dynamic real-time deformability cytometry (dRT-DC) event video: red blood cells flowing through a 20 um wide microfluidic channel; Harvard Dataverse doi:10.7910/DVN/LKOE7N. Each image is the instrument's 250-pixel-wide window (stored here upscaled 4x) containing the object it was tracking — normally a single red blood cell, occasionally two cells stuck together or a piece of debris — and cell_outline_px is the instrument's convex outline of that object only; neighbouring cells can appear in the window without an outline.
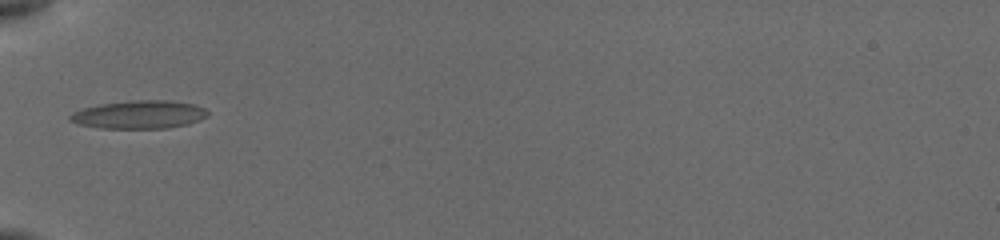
{"species": "common noctule bat (a hibernating species)", "species_latin": "Nyctalus noctula", "temperature_condition": "cold", "stored_images_in_passage": 12, "camera_frame_rate_fps": 3000, "um_per_image_px": 0.085, "animal": {"sex": "female", "body_mass_g": 19.5, "forearm_length_mm": 54.1}, "frame": {"image": 1, "passage_image": 1, "time_ms": 0.0, "image_size_px": [1000, 240], "cell_outline_px": [[208, 112], [200, 120], [188, 124], [168, 128], [104, 128], [80, 124], [68, 120], [68, 116], [72, 112], [84, 108], [100, 104], [136, 100], [168, 100], [196, 104], [204, 108]], "centroid_in_image_um": [11.84, 9.73], "position_along_channel_um": 73.2, "area_um2": 22.43}}
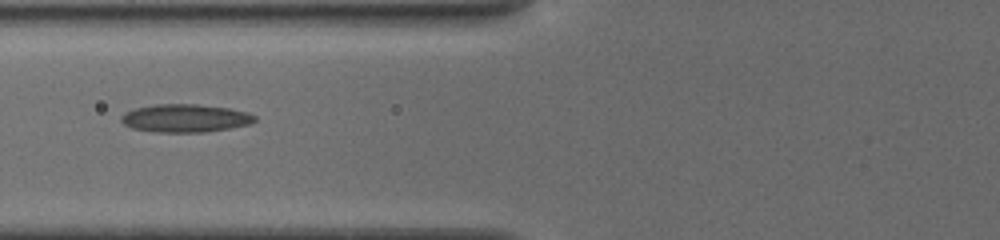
{"frame": {"image": 2, "passage_image": 3, "time_ms": 1.0, "image_size_px": [1000, 240], "cell_outline_px": [[256, 120], [248, 124], [228, 128], [204, 132], [156, 132], [132, 128], [124, 124], [120, 120], [120, 116], [124, 112], [136, 108], [156, 104], [196, 104], [228, 108], [248, 112], [256, 116]], "centroid_in_image_um": [15.71, 10.04], "position_along_channel_um": 110.1, "area_um2": 21.73}}
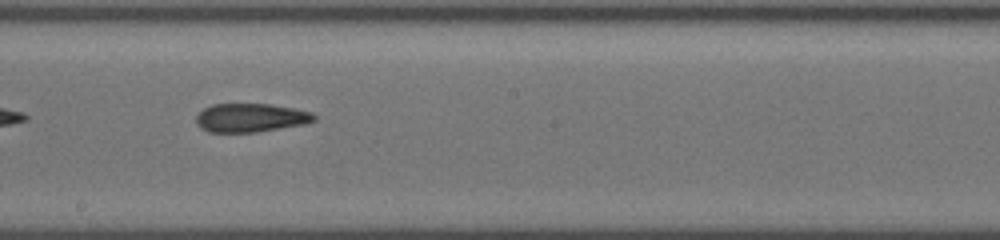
{"frame": {"image": 3, "passage_image": 10, "time_ms": 4.0, "image_size_px": [1000, 240], "cell_outline_px": [[316, 120], [304, 124], [256, 132], [208, 132], [200, 128], [196, 124], [196, 116], [204, 108], [212, 104], [272, 104], [296, 108], [312, 112], [316, 116]], "centroid_in_image_um": [21.31, 10.0], "position_along_channel_um": 226.9, "area_um2": 19.83}}